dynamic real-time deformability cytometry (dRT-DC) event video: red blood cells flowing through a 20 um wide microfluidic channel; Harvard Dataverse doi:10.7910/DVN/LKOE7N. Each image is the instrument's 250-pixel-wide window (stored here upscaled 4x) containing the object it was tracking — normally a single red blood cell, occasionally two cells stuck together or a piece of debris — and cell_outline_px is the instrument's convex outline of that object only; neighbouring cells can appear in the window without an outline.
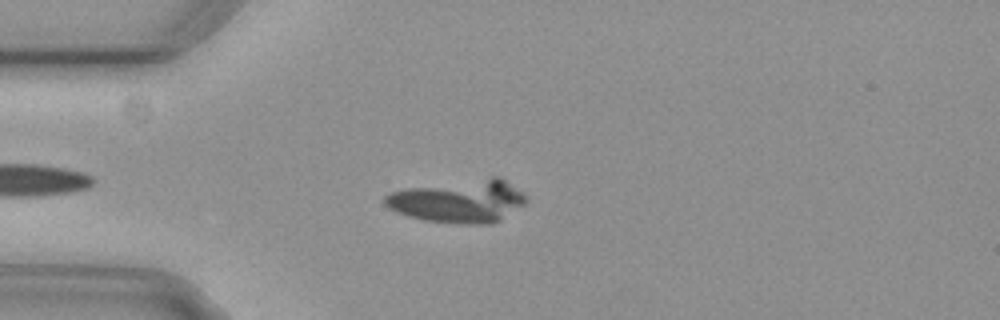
{"species": "common noctule bat (a hibernating species)", "species_latin": "Nyctalus noctula", "temperature_condition": "cold", "stored_images_in_passage": 5, "camera_frame_rate_fps": 3000, "um_per_image_px": 0.085, "animal": {"sex": "female", "body_mass_g": 29.2, "forearm_length_mm": 56.3}, "frame": {"image": 1, "passage_image": 1, "time_ms": 0.0, "image_size_px": [1000, 320], "cell_outline_px": [[528, 200], [524, 204], [500, 220], [488, 224], [464, 224], [424, 220], [408, 216], [396, 212], [388, 208], [384, 204], [384, 196], [388, 192], [408, 188], [492, 176], [500, 176], [524, 192], [528, 196]], "centroid_in_image_um": [39.02, 17.08], "position_along_channel_um": 46.0, "area_um2": 35.49}}